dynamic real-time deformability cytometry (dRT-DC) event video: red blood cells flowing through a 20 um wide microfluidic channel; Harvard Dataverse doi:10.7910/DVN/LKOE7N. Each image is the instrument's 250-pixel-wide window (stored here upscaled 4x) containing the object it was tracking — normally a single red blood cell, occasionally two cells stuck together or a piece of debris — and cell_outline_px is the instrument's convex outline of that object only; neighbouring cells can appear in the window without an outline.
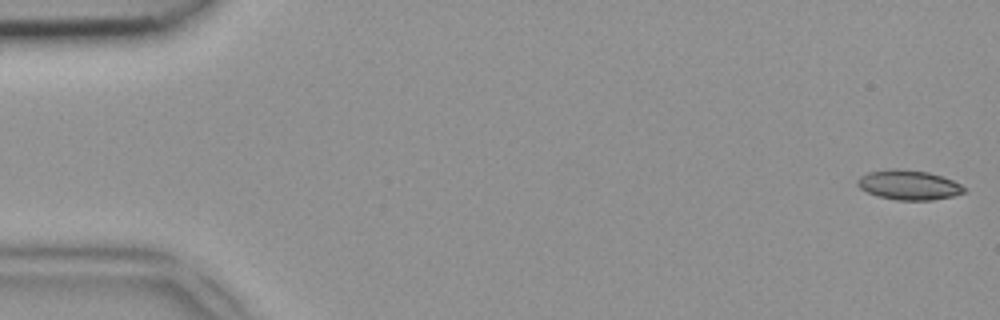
{"species": "common noctule bat (a hibernating species)", "species_latin": "Nyctalus noctula", "temperature_condition": "room temperature", "stored_images_in_passage": 47, "camera_frame_rate_fps": 3000, "um_per_image_px": 0.085, "animal": {"sex": "female", "body_mass_g": 18.4}, "frame": {"image": 1, "passage_image": 1, "time_ms": 0.0, "image_size_px": [1000, 320], "cell_outline_px": [[968, 192], [952, 196], [932, 200], [896, 200], [880, 196], [868, 192], [860, 188], [856, 184], [856, 180], [860, 176], [868, 172], [888, 168], [896, 168], [928, 172], [944, 176], [968, 188]], "centroid_in_image_um": [77.27, 15.71], "position_along_channel_um": 7.7, "area_um2": 18.67}}
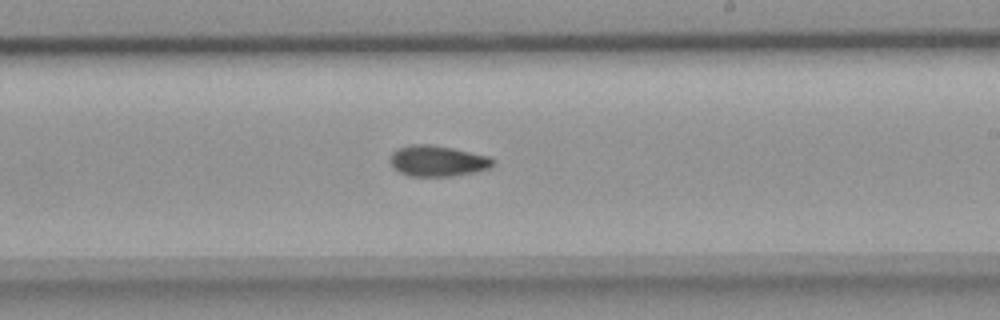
{"frame": {"image": 2, "passage_image": 28, "time_ms": 9.0, "image_size_px": [1000, 320], "cell_outline_px": [[496, 160], [488, 168], [476, 172], [452, 176], [408, 176], [392, 168], [388, 160], [392, 152], [396, 148], [408, 144], [428, 144], [452, 148], [488, 156]], "centroid_in_image_um": [37.12, 13.68], "position_along_channel_um": 251.9, "area_um2": 18.67}}
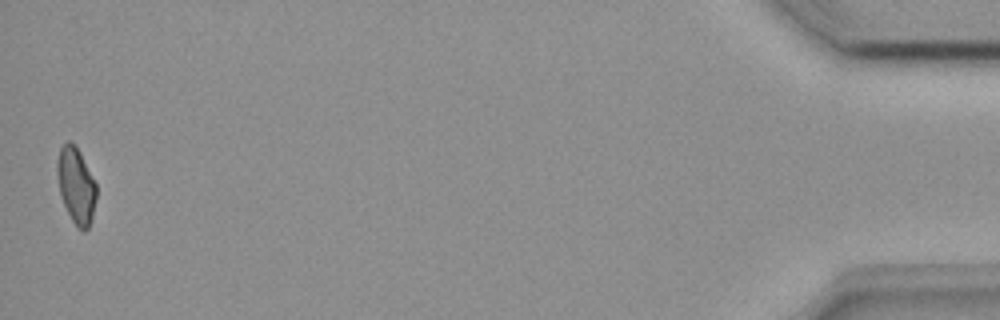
{"frame": {"image": 3, "passage_image": 47, "time_ms": 15.333, "image_size_px": [1000, 320], "cell_outline_px": [[96, 200], [92, 216], [88, 228], [84, 232], [72, 220], [60, 196], [56, 172], [56, 160], [60, 148], [68, 140], [80, 152], [96, 184]], "centroid_in_image_um": [6.45, 15.75], "position_along_channel_um": 428.8, "area_um2": 17.17}}